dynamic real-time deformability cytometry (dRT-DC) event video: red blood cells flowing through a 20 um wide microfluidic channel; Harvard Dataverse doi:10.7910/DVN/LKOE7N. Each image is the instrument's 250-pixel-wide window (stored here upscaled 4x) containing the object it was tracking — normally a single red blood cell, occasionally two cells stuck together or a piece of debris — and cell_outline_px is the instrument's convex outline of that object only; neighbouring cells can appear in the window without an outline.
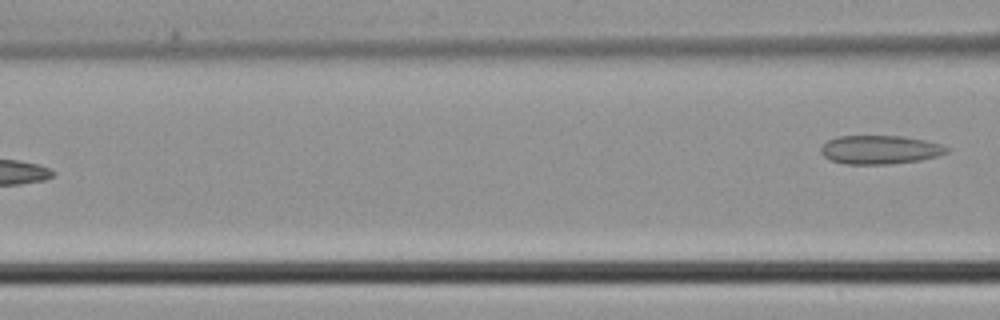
{"species": "common noctule bat (a hibernating species)", "species_latin": "Nyctalus noctula", "temperature_condition": "cold", "stored_images_in_passage": 5, "camera_frame_rate_fps": 3000, "um_per_image_px": 0.085, "animal": {"sex": "male", "body_mass_g": 21.5, "forearm_length_mm": 52.0}, "frame": {"image": 1, "passage_image": 5, "time_ms": 1.333, "image_size_px": [1000, 320], "cell_outline_px": [[952, 148], [948, 152], [936, 156], [920, 160], [888, 164], [844, 164], [832, 160], [824, 156], [820, 152], [820, 148], [828, 140], [836, 136], [904, 136], [924, 140], [940, 144]], "centroid_in_image_um": [74.8, 12.72], "position_along_channel_um": 91.8, "area_um2": 21.04}}